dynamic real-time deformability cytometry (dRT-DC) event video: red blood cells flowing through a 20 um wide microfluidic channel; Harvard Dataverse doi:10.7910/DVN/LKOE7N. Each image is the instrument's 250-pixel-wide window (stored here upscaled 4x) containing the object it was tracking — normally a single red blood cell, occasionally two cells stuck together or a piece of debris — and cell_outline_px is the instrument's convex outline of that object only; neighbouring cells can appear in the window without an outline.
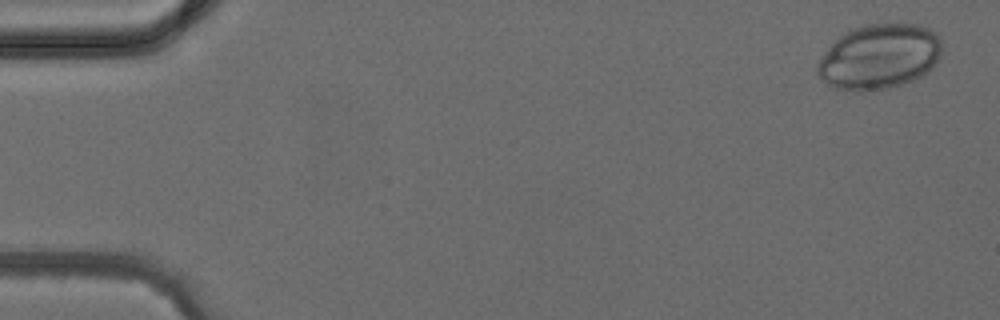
{"species": "common noctule bat (a hibernating species)", "species_latin": "Nyctalus noctula", "temperature_condition": "cold", "stored_images_in_passage": 4, "camera_frame_rate_fps": 3000, "um_per_image_px": 0.085, "animal": {"sex": "female", "body_mass_g": 24.6, "forearm_length_mm": 56.2}, "frame": {"image": 1, "passage_image": 1, "time_ms": 0.0, "image_size_px": [1000, 320], "cell_outline_px": [[940, 56], [928, 72], [912, 80], [900, 84], [884, 88], [836, 88], [828, 84], [816, 72], [816, 64], [828, 48], [848, 28], [864, 24], [920, 24], [932, 28], [940, 36]], "centroid_in_image_um": [74.76, 4.75], "position_along_channel_um": 10.2, "area_um2": 46.47}}